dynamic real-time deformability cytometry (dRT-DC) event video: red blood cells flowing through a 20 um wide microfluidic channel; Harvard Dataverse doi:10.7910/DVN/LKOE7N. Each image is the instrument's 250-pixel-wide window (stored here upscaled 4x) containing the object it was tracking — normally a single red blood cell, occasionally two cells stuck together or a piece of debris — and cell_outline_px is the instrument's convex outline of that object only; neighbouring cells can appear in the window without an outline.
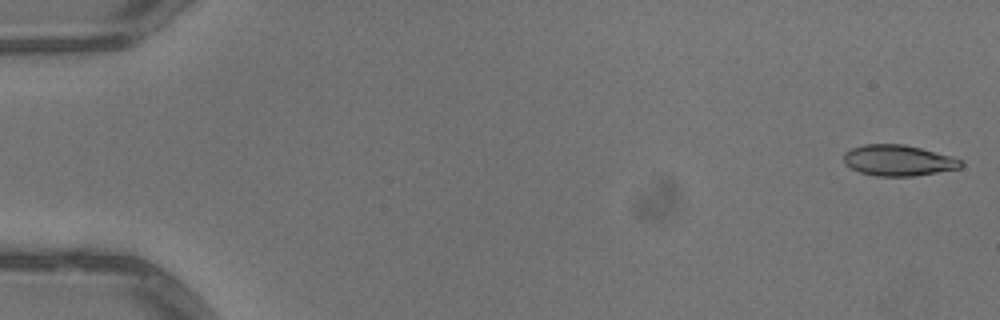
{"species": "common noctule bat (a hibernating species)", "species_latin": "Nyctalus noctula", "temperature_condition": "warm", "stored_images_in_passage": 5, "camera_frame_rate_fps": 3000, "um_per_image_px": 0.085, "animal": {"sex": "male", "body_mass_g": 13.3}, "frame": {"image": 1, "passage_image": 1, "time_ms": 0.0, "image_size_px": [1000, 320], "cell_outline_px": [[964, 164], [960, 168], [912, 176], [876, 176], [860, 172], [844, 164], [844, 152], [852, 148], [864, 144], [904, 144], [952, 156], [964, 160]], "centroid_in_image_um": [76.36, 13.63], "position_along_channel_um": 8.6, "area_um2": 21.1}}
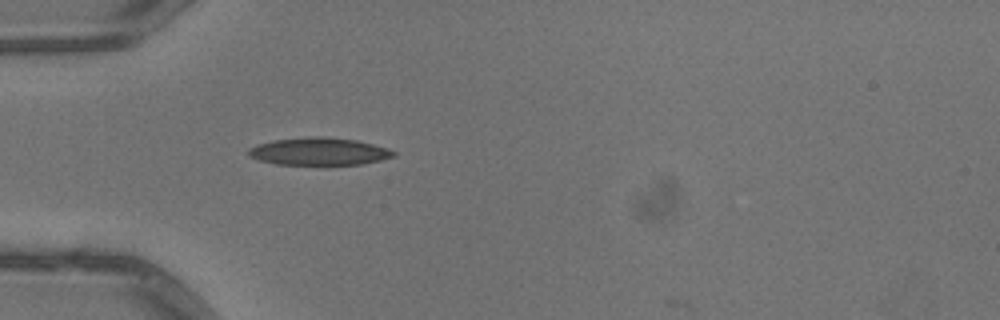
{"frame": {"image": 2, "passage_image": 5, "time_ms": 1.333, "image_size_px": [1000, 320], "cell_outline_px": [[396, 156], [380, 160], [360, 164], [276, 164], [260, 160], [248, 156], [248, 148], [256, 144], [272, 140], [316, 136], [320, 136], [356, 140], [388, 148], [396, 152]], "centroid_in_image_um": [27.1, 12.86], "position_along_channel_um": 57.9, "area_um2": 23.12}}